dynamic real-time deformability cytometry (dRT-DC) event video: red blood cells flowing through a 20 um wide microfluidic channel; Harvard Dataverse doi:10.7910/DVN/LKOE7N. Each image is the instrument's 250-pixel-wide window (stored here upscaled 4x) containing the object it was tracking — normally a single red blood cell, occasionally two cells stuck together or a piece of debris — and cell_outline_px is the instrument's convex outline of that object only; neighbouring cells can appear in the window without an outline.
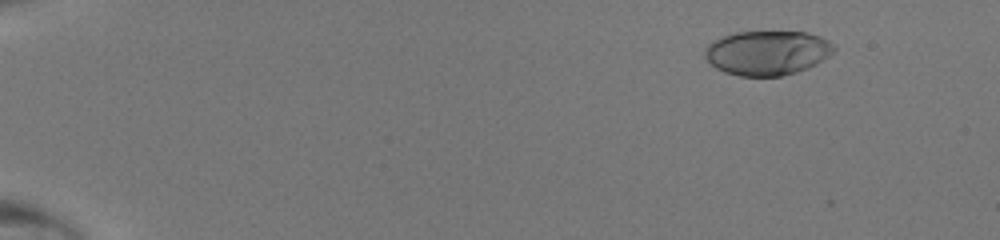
{"species": "human", "species_latin": "Homo sapiens", "temperature_condition": "room temperature", "stored_images_in_passage": 50, "camera_frame_rate_fps": 3000, "um_per_image_px": 0.085, "donor": {"sex": "male"}, "frame": {"image": 1, "passage_image": 7, "time_ms": 2.0, "image_size_px": [1000, 240], "cell_outline_px": [[836, 48], [828, 56], [816, 64], [808, 68], [796, 72], [780, 76], [740, 76], [724, 72], [716, 68], [704, 56], [704, 52], [708, 44], [712, 40], [736, 32], [804, 32], [820, 36], [828, 40]], "centroid_in_image_um": [65.21, 4.49], "position_along_channel_um": 19.8, "area_um2": 33.35}}
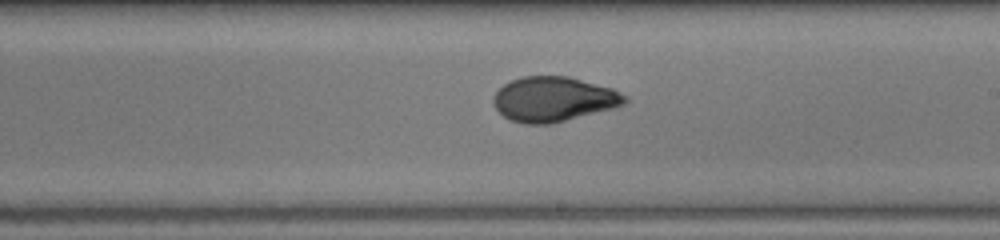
{"frame": {"image": 2, "passage_image": 32, "time_ms": 10.333, "image_size_px": [1000, 240], "cell_outline_px": [[628, 100], [624, 104], [616, 108], [552, 124], [524, 124], [508, 120], [496, 108], [492, 100], [496, 92], [504, 84], [520, 76], [568, 76], [612, 88], [628, 96]], "centroid_in_image_um": [47.08, 8.44], "position_along_channel_um": 241.9, "area_um2": 34.62}}
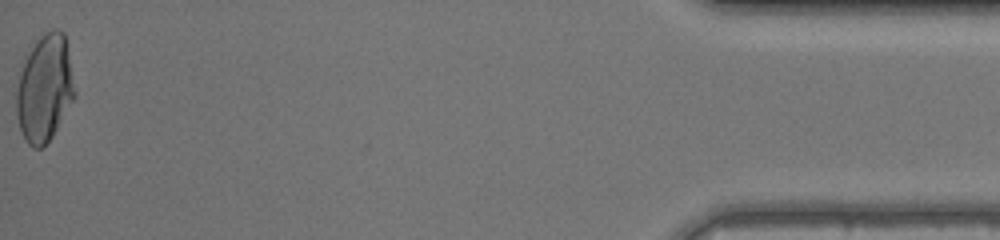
{"frame": {"image": 3, "passage_image": 50, "time_ms": 16.333, "image_size_px": [1000, 240], "cell_outline_px": [[76, 96], [52, 136], [40, 148], [32, 148], [24, 140], [20, 132], [16, 116], [16, 72], [20, 60], [36, 40], [44, 32], [52, 28], [56, 28], [64, 32], [76, 92]], "centroid_in_image_um": [3.73, 7.47], "position_along_channel_um": 431.5, "area_um2": 37.4}}